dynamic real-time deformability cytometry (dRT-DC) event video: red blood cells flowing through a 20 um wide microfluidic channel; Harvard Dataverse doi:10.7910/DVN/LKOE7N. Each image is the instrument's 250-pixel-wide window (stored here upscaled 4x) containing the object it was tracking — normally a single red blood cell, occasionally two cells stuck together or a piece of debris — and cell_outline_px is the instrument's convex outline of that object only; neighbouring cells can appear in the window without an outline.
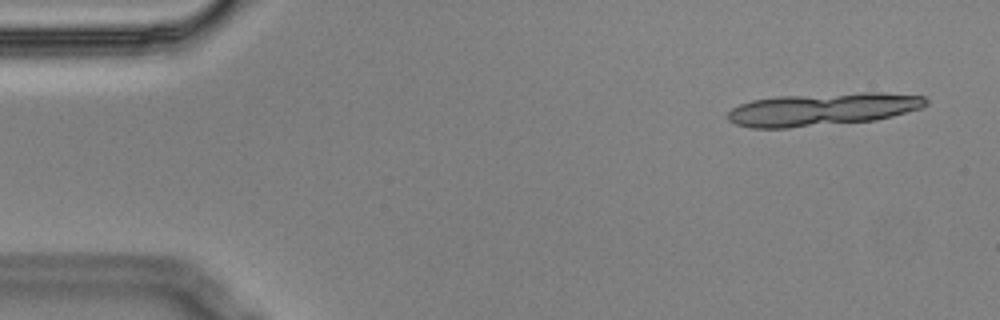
{"species": "Egyptian fruit bat (a non-hibernating species)", "species_latin": "Rousettus aegyptiacus", "temperature_condition": "cold", "stored_images_in_passage": 6, "segment_of_instrument_passage": [1, 2], "camera_frame_rate_fps": 3000, "um_per_image_px": 0.085, "animal": {"sex": "male"}, "frame": {"image": 1, "passage_image": 1, "time_ms": 0.0, "image_size_px": [1000, 320], "cell_outline_px": [[928, 104], [924, 108], [876, 120], [788, 128], [752, 128], [736, 124], [728, 120], [728, 112], [732, 108], [740, 104], [752, 100], [776, 96], [860, 92], [880, 92], [924, 96], [928, 100]], "centroid_in_image_um": [69.94, 9.28], "position_along_channel_um": 15.1, "area_um2": 38.15}}